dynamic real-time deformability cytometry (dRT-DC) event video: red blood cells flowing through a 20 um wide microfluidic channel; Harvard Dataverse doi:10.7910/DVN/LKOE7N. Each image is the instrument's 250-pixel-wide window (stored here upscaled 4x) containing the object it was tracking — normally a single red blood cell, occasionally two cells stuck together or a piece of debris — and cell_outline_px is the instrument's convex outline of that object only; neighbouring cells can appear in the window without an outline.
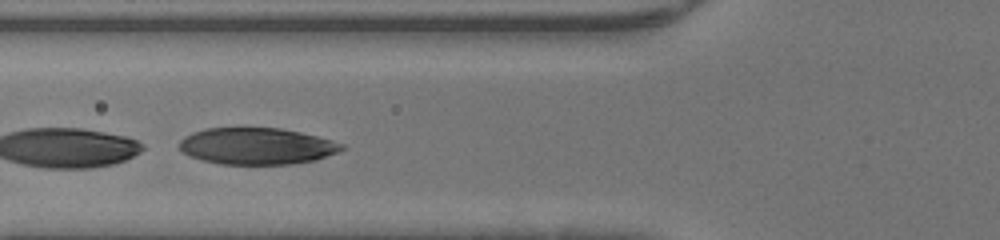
{"species": "human", "species_latin": "Homo sapiens", "temperature_condition": "warm", "stored_images_in_passage": 9, "camera_frame_rate_fps": 3000, "um_per_image_px": 0.085, "donor": {"sex": "male"}, "frame": {"image": 1, "passage_image": 6, "time_ms": 1.667, "image_size_px": [1000, 240], "cell_outline_px": [[348, 148], [316, 160], [292, 164], [220, 164], [204, 160], [192, 156], [184, 152], [180, 148], [180, 140], [184, 136], [192, 132], [208, 128], [280, 128], [300, 132], [332, 140], [344, 144]], "centroid_in_image_um": [21.87, 12.42], "position_along_channel_um": 103.9, "area_um2": 34.56}}